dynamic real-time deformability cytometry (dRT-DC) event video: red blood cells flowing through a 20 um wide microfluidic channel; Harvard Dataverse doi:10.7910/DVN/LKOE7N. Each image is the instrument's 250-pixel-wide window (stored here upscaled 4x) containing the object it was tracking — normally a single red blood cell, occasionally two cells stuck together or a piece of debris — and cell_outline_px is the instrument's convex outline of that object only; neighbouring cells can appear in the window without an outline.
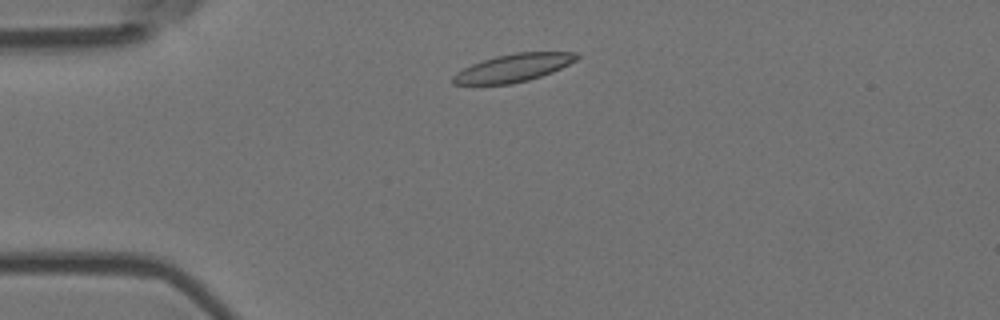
{"species": "Egyptian fruit bat (a non-hibernating species)", "species_latin": "Rousettus aegyptiacus", "temperature_condition": "room temperature", "stored_images_in_passage": 3, "camera_frame_rate_fps": 3000, "um_per_image_px": 0.085, "animal": {"sex": "female"}, "frame": {"image": 1, "passage_image": 2, "time_ms": 0.333, "image_size_px": [1000, 320], "cell_outline_px": [[580, 56], [576, 60], [552, 72], [528, 80], [512, 84], [452, 84], [452, 76], [456, 72], [472, 64], [496, 56], [516, 52], [576, 52]], "centroid_in_image_um": [43.63, 5.76], "position_along_channel_um": 41.4, "area_um2": 19.88}}